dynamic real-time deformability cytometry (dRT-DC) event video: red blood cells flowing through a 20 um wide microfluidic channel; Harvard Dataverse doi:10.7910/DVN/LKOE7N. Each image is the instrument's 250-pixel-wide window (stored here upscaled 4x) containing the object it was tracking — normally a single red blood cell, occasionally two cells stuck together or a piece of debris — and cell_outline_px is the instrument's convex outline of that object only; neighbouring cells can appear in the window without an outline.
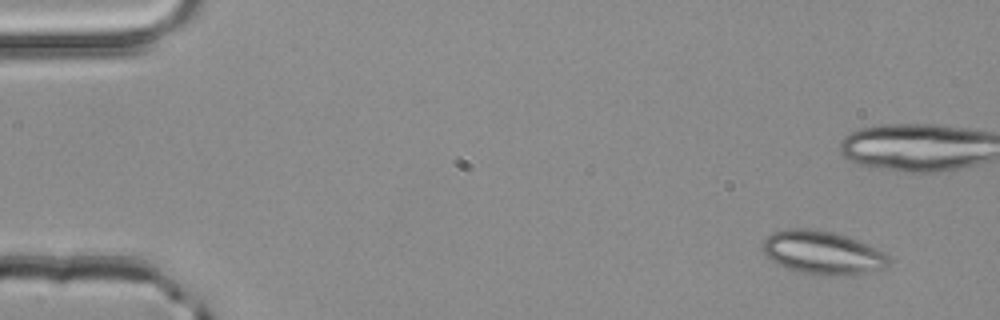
{"species": "common noctule bat (a hibernating species)", "species_latin": "Nyctalus noctula", "temperature_condition": "room temperature", "stored_images_in_passage": 5, "camera_frame_rate_fps": 3000, "um_per_image_px": 0.085, "animal": {"sex": "male", "body_mass_g": 20.4}, "frame": {"image": 1, "passage_image": 1, "time_ms": 0.0, "image_size_px": [1000, 320], "cell_outline_px": [[888, 268], [868, 272], [836, 276], [824, 276], [800, 272], [776, 264], [760, 248], [764, 240], [772, 232], [784, 228], [808, 228], [832, 232], [868, 244], [884, 252], [888, 256]], "centroid_in_image_um": [69.89, 21.48], "position_along_channel_um": 15.1, "area_um2": 31.91}}